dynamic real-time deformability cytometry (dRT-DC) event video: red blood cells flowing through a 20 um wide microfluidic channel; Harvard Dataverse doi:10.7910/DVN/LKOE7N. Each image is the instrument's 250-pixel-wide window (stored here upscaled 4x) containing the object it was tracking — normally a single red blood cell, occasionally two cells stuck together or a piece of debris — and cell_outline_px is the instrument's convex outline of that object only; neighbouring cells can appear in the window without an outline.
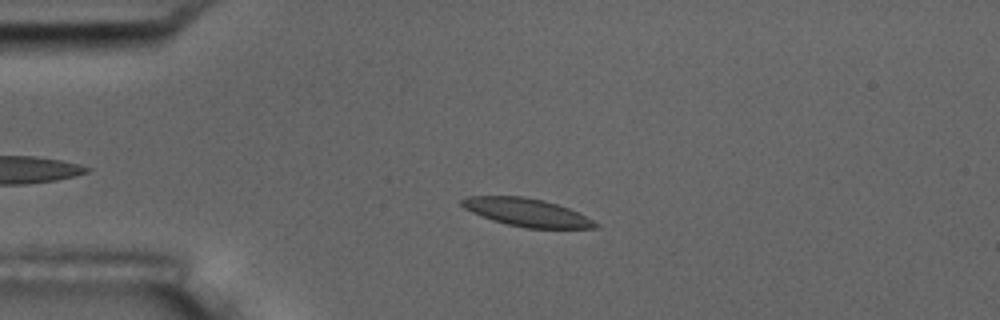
{"species": "common noctule bat (a hibernating species)", "species_latin": "Nyctalus noctula", "temperature_condition": "room temperature", "stored_images_in_passage": 4, "camera_frame_rate_fps": 3000, "um_per_image_px": 0.085, "animal": {"sex": "male", "body_mass_g": 17.5, "forearm_length_mm": 52.3}, "frame": {"image": 1, "passage_image": 3, "time_ms": 2.333, "image_size_px": [1000, 320], "cell_outline_px": [[600, 228], [524, 228], [492, 220], [472, 212], [464, 208], [460, 204], [460, 200], [468, 196], [524, 196], [544, 200], [568, 208], [600, 224]], "centroid_in_image_um": [44.76, 18.05], "position_along_channel_um": 40.2, "area_um2": 21.62}}